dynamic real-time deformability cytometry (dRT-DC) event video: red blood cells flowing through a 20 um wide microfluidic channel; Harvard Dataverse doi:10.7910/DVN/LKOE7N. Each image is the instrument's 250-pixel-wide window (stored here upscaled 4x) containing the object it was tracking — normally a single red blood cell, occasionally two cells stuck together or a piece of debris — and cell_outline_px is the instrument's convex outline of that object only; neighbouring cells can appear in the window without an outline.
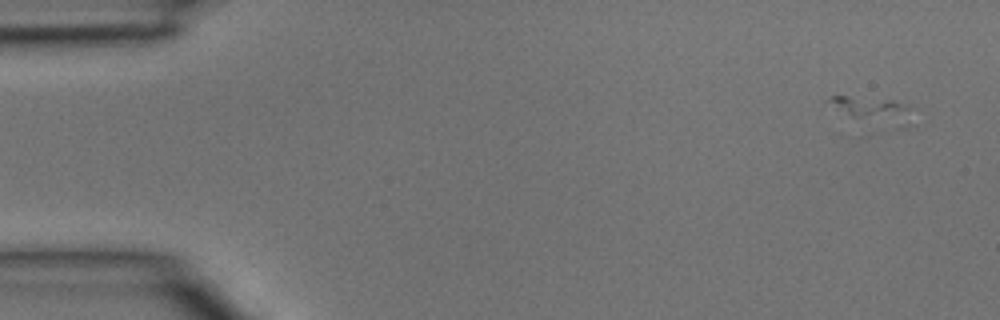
{"species": "common noctule bat (a hibernating species)", "species_latin": "Nyctalus noctula", "temperature_condition": "room temperature", "stored_images_in_passage": 1, "camera_frame_rate_fps": 3000, "um_per_image_px": 0.085, "animal": {"sex": "male", "body_mass_g": 15.6}, "frame": {"image": 1, "passage_image": 1, "time_ms": 0.0, "image_size_px": [1000, 320], "cell_outline_px": [[912, 124], [904, 128], [856, 116], [824, 100], [832, 96], [844, 96], [892, 100], [908, 108]], "centroid_in_image_um": [74.31, 9.32], "position_along_channel_um": 10.7, "area_um2": 11.21}}